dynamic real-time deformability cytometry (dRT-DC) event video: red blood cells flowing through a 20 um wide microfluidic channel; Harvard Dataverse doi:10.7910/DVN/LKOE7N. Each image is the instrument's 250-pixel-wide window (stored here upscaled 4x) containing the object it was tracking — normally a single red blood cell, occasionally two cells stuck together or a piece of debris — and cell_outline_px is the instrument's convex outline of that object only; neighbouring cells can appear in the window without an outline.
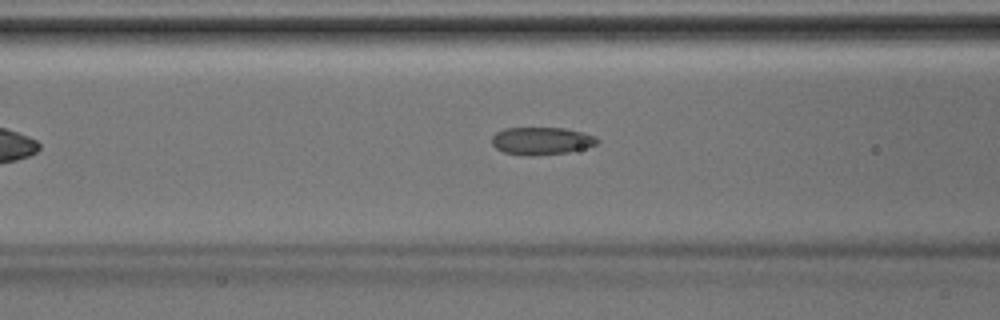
{"species": "Egyptian fruit bat (a non-hibernating species)", "species_latin": "Rousettus aegyptiacus", "temperature_condition": "room temperature", "stored_images_in_passage": 34, "camera_frame_rate_fps": 3000, "um_per_image_px": 0.085, "animal": {"sex": "male"}, "frame": {"image": 1, "passage_image": 10, "time_ms": 3.0, "image_size_px": [1000, 320], "cell_outline_px": [[600, 140], [596, 144], [568, 152], [532, 156], [520, 156], [504, 152], [496, 148], [492, 144], [492, 136], [496, 132], [504, 128], [564, 128], [596, 136]], "centroid_in_image_um": [45.98, 11.98], "position_along_channel_um": 120.6, "area_um2": 16.94}}